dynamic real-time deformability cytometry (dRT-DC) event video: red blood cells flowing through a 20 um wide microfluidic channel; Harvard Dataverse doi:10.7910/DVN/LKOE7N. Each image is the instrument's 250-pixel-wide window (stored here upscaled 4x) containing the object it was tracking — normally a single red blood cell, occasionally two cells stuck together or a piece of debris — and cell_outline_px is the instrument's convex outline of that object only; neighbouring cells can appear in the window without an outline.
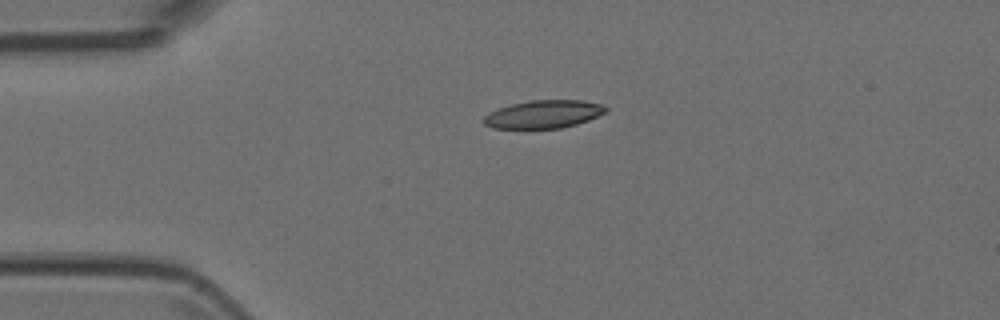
{"species": "Egyptian fruit bat (a non-hibernating species)", "species_latin": "Rousettus aegyptiacus", "temperature_condition": "room temperature", "stored_images_in_passage": 2, "camera_frame_rate_fps": 3000, "um_per_image_px": 0.085, "animal": {"sex": "female"}, "frame": {"image": 1, "passage_image": 1, "time_ms": 0.0, "image_size_px": [1000, 320], "cell_outline_px": [[608, 108], [604, 112], [588, 120], [576, 124], [560, 128], [492, 128], [484, 124], [480, 120], [488, 112], [512, 104], [532, 100], [580, 100], [604, 104]], "centroid_in_image_um": [46.17, 9.7], "position_along_channel_um": 38.8, "area_um2": 19.83}}